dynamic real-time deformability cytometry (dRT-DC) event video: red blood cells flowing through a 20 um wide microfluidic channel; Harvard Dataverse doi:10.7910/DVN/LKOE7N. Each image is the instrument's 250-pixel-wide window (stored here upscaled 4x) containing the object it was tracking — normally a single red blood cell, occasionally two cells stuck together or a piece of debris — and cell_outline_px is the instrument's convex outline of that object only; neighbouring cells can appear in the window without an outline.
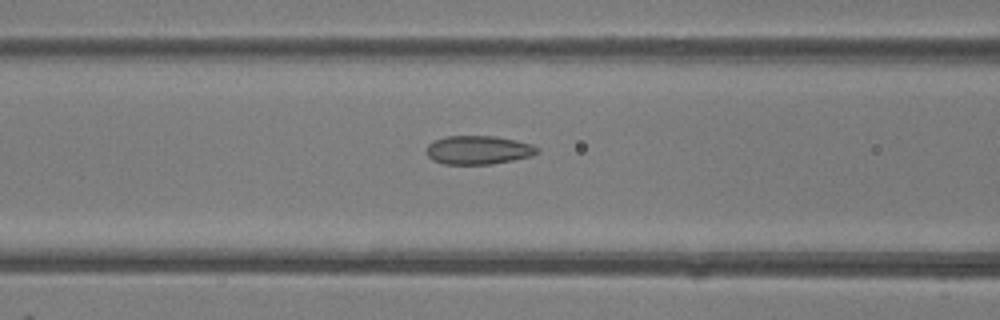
{"species": "common noctule bat (a hibernating species)", "species_latin": "Nyctalus noctula", "temperature_condition": "room temperature", "stored_images_in_passage": 49, "camera_frame_rate_fps": 3000, "um_per_image_px": 0.085, "animal": {"sex": "female"}, "frame": {"image": 1, "passage_image": 20, "time_ms": 6.333, "image_size_px": [1000, 320], "cell_outline_px": [[540, 152], [532, 156], [492, 164], [444, 164], [432, 160], [424, 152], [424, 148], [428, 144], [444, 136], [496, 136], [516, 140], [532, 144], [540, 148]], "centroid_in_image_um": [40.65, 12.75], "position_along_channel_um": 126.0, "area_um2": 18.79}}
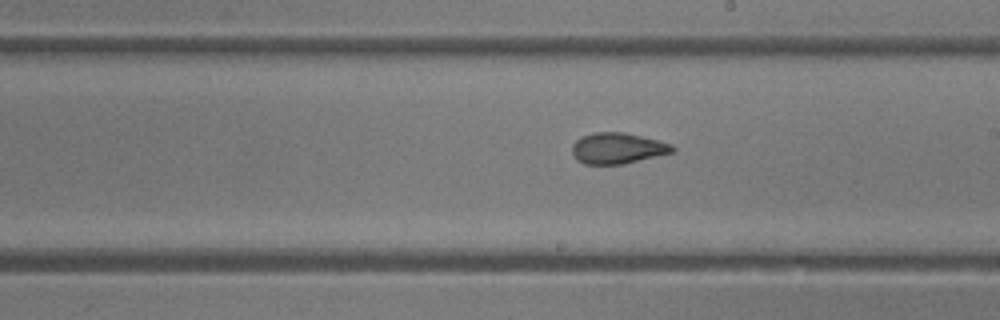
{"frame": {"image": 2, "passage_image": 28, "time_ms": 9.0, "image_size_px": [1000, 320], "cell_outline_px": [[676, 148], [672, 152], [624, 164], [584, 164], [576, 160], [572, 156], [572, 144], [580, 136], [592, 132], [624, 132], [672, 144]], "centroid_in_image_um": [52.43, 12.6], "position_along_channel_um": 236.6, "area_um2": 18.15}}
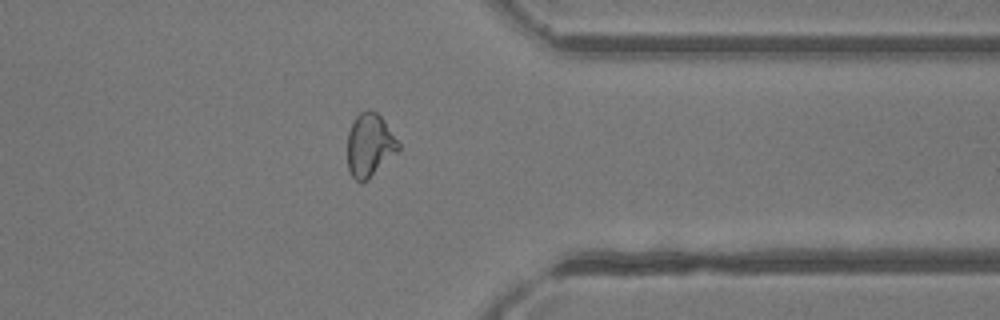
{"frame": {"image": 3, "passage_image": 39, "time_ms": 12.667, "image_size_px": [1000, 320], "cell_outline_px": [[400, 148], [368, 180], [360, 184], [352, 176], [348, 168], [348, 132], [356, 116], [360, 112], [372, 108], [384, 120], [400, 144]], "centroid_in_image_um": [31.41, 12.34], "position_along_channel_um": 380.0, "area_um2": 18.67}, "authors_computed_cell_mechanics": {"area_um2": 19.7098, "velocity_mm_per_s": 4.1511, "shape_relaxation_time_tau1_ms": 10.0843, "shape_relaxation_time_tau2_ms": 1.1734, "deformation_change_tau1": 0.1984, "deformation_change_tau2": 0.0674}}